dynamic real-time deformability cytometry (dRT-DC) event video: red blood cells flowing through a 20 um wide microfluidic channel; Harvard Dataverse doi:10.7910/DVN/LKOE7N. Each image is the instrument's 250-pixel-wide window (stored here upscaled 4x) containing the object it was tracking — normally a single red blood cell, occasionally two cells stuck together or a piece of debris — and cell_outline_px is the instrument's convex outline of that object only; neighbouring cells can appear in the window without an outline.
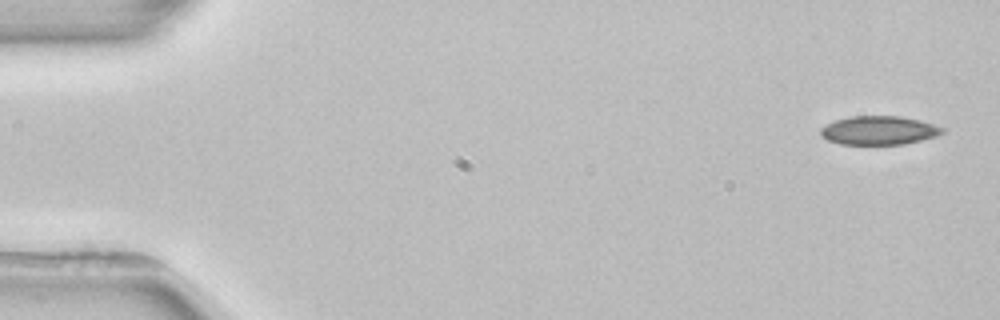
{"species": "common noctule bat (a hibernating species)", "species_latin": "Nyctalus noctula", "temperature_condition": "room temperature", "stored_images_in_passage": 3, "camera_frame_rate_fps": 3000, "um_per_image_px": 0.085, "animal": {"sex": "female", "body_mass_g": 22.7, "forearm_length_mm": 54.2}, "frame": {"image": 1, "passage_image": 1, "time_ms": 0.0, "image_size_px": [1000, 320], "cell_outline_px": [[944, 132], [936, 136], [904, 144], [840, 144], [828, 140], [820, 136], [820, 128], [824, 124], [836, 120], [852, 116], [900, 116], [920, 120], [944, 128]], "centroid_in_image_um": [74.67, 11.08], "position_along_channel_um": 10.3, "area_um2": 20.35}}